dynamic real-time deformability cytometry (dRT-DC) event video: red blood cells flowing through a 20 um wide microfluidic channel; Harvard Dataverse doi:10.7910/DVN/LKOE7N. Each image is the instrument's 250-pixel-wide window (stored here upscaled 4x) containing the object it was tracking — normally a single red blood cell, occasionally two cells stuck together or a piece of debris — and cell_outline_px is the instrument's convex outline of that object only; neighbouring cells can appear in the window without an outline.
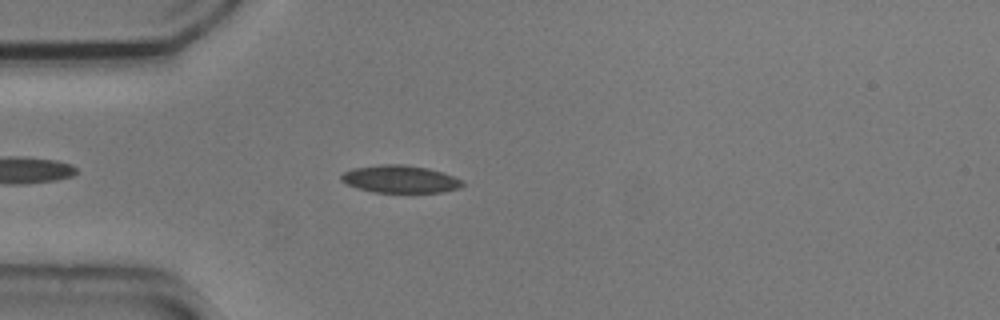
{"species": "common noctule bat (a hibernating species)", "species_latin": "Nyctalus noctula", "temperature_condition": "cold", "stored_images_in_passage": 45, "camera_frame_rate_fps": 3000, "um_per_image_px": 0.085, "animal": {"sex": "male", "body_mass_g": 20.5, "forearm_length_mm": 52.5}, "frame": {"image": 1, "passage_image": 6, "time_ms": 1.667, "image_size_px": [1000, 320], "cell_outline_px": [[464, 184], [460, 188], [444, 192], [372, 192], [356, 188], [340, 180], [340, 176], [344, 172], [352, 168], [384, 164], [404, 164], [428, 168], [464, 180]], "centroid_in_image_um": [34.01, 15.23], "position_along_channel_um": 51.0, "area_um2": 19.48}}
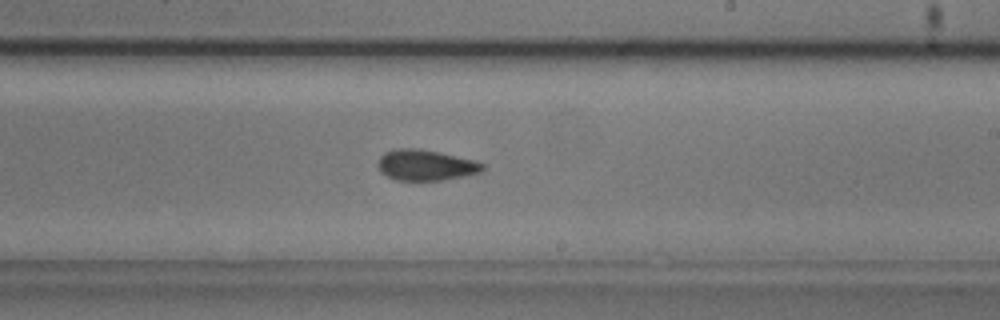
{"frame": {"image": 2, "passage_image": 23, "time_ms": 7.333, "image_size_px": [1000, 320], "cell_outline_px": [[484, 168], [480, 172], [464, 176], [444, 180], [396, 180], [380, 172], [376, 164], [380, 156], [384, 152], [396, 148], [416, 148], [476, 160], [484, 164]], "centroid_in_image_um": [36.15, 14.03], "position_along_channel_um": 252.9, "area_um2": 18.79}}
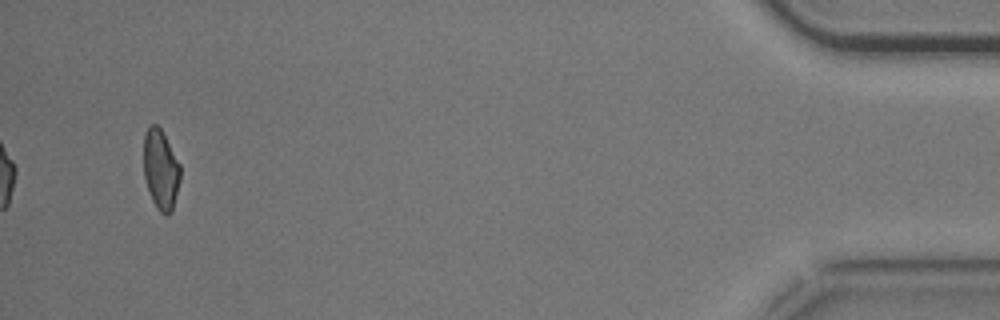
{"frame": {"image": 3, "passage_image": 43, "time_ms": 14.0, "image_size_px": [1000, 320], "cell_outline_px": [[180, 180], [172, 212], [168, 216], [164, 216], [156, 208], [152, 200], [144, 176], [144, 136], [148, 128], [152, 124], [156, 124], [160, 128], [180, 164]], "centroid_in_image_um": [13.67, 14.46], "position_along_channel_um": 421.5, "area_um2": 16.99}, "authors_computed_cell_mechanics": {"area_um2": 18.785, "velocity_mm_per_s": 3.7199, "shape_relaxation_time_tau1_ms": 9.1005, "shape_relaxation_time_tau2_ms": 5.3647, "deformation_change_tau1": 0.1626, "deformation_change_tau2": 0.1024}}